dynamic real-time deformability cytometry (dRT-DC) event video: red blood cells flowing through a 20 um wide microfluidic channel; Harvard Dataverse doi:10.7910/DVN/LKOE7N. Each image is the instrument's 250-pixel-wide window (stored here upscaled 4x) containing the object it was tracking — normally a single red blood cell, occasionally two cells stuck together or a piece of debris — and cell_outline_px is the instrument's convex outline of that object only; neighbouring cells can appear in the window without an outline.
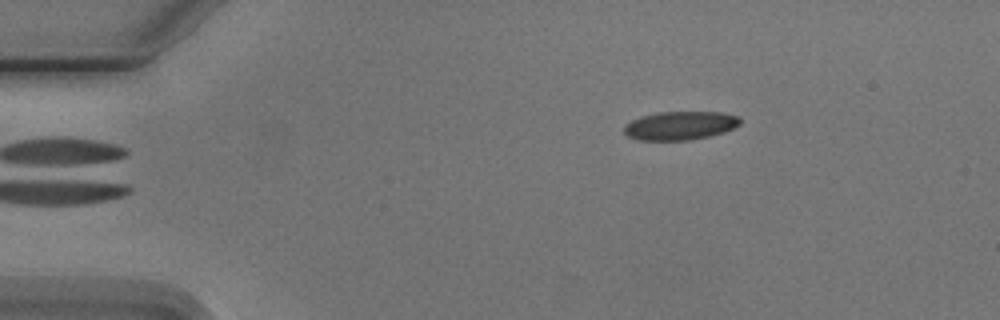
{"species": "Egyptian fruit bat (a non-hibernating species)", "species_latin": "Rousettus aegyptiacus", "temperature_condition": "cold", "stored_images_in_passage": 4, "camera_frame_rate_fps": 3000, "um_per_image_px": 0.085, "animal": {"sex": "male"}, "frame": {"image": 1, "passage_image": 4, "time_ms": 3.667, "image_size_px": [1000, 320], "cell_outline_px": [[740, 124], [724, 132], [708, 136], [688, 140], [640, 140], [628, 136], [624, 132], [624, 124], [640, 116], [656, 112], [720, 112], [736, 116], [740, 120]], "centroid_in_image_um": [57.76, 10.67], "position_along_channel_um": 27.2, "area_um2": 19.19}}